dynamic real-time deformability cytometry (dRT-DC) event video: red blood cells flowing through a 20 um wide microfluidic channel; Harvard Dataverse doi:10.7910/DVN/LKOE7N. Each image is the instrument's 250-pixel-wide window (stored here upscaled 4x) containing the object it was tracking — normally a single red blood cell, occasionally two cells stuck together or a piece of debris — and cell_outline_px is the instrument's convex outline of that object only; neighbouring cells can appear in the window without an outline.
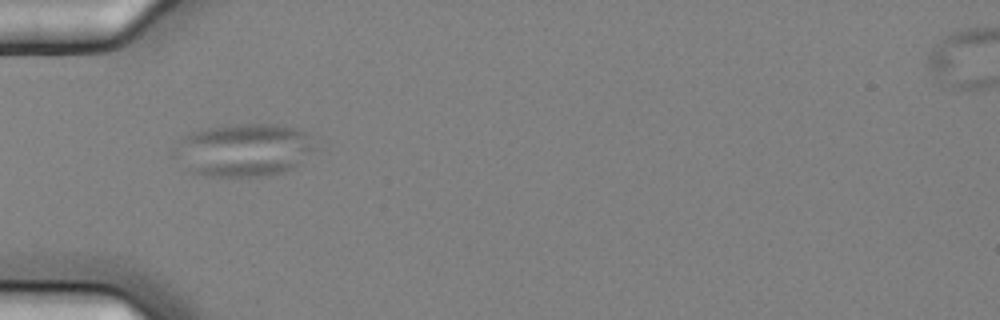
{"species": "common noctule bat (a hibernating species)", "species_latin": "Nyctalus noctula", "temperature_condition": "cold", "stored_images_in_passage": 6, "camera_frame_rate_fps": 3000, "um_per_image_px": 0.085, "animal": {"sex": "female", "body_mass_g": 25.1}, "frame": {"image": 1, "passage_image": 1, "time_ms": 0.0, "image_size_px": [1000, 320], "cell_outline_px": [[316, 148], [300, 164], [292, 168], [280, 172], [260, 176], [208, 176], [192, 172], [172, 156], [172, 148], [184, 136], [192, 132], [208, 128], [236, 124], [276, 124], [296, 128], [304, 132]], "centroid_in_image_um": [20.67, 12.74], "position_along_channel_um": 64.3, "area_um2": 43.18}}
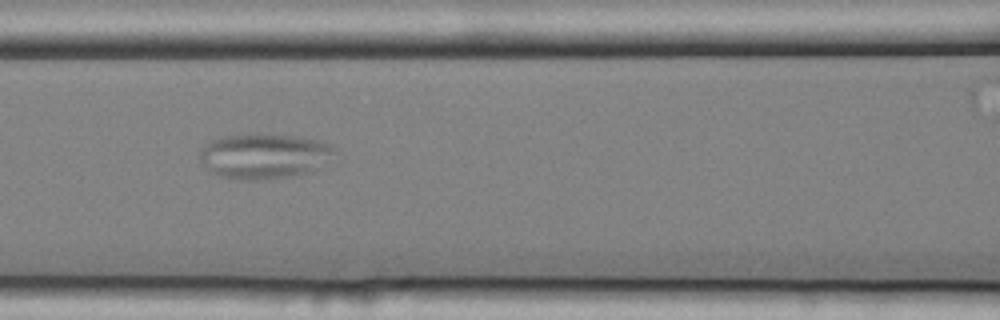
{"frame": {"image": 2, "passage_image": 3, "time_ms": 0.667, "image_size_px": [1000, 320], "cell_outline_px": [[336, 152], [312, 172], [296, 176], [264, 180], [252, 180], [220, 176], [212, 172], [200, 160], [200, 152], [204, 144], [212, 140], [224, 136], [296, 136], [316, 140], [332, 144]], "centroid_in_image_um": [22.47, 13.3], "position_along_channel_um": 144.1, "area_um2": 34.74}}
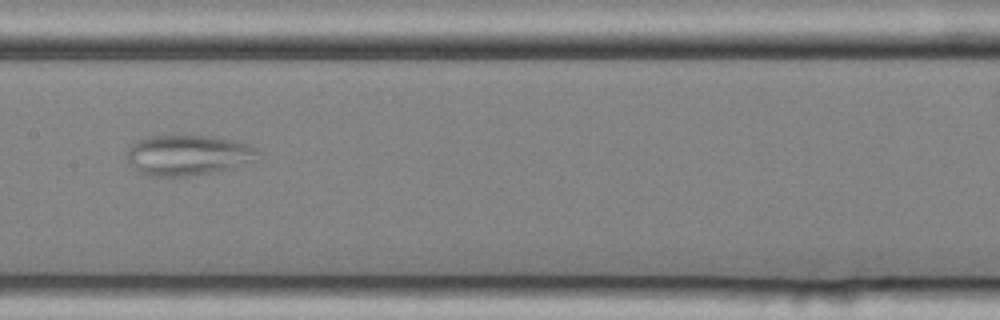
{"frame": {"image": 3, "passage_image": 4, "time_ms": 1.0, "image_size_px": [1000, 320], "cell_outline_px": [[256, 160], [232, 168], [212, 172], [184, 176], [148, 176], [136, 172], [128, 160], [128, 148], [136, 140], [148, 136], [172, 132], [208, 136], [236, 140], [248, 144], [256, 152]], "centroid_in_image_um": [15.9, 13.14], "position_along_channel_um": 191.5, "area_um2": 31.5}}